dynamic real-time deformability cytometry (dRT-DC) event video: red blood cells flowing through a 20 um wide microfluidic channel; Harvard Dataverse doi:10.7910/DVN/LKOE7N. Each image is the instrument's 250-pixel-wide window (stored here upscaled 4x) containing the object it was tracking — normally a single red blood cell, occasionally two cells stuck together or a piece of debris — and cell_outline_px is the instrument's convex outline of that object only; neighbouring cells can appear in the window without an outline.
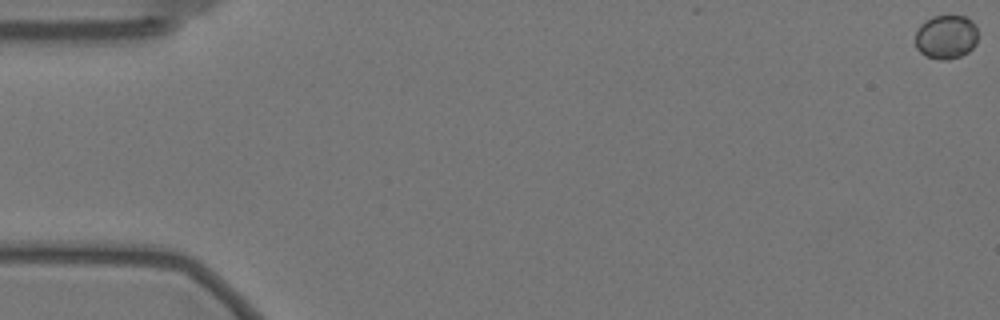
{"species": "Egyptian fruit bat (a non-hibernating species)", "species_latin": "Rousettus aegyptiacus", "temperature_condition": "warm", "stored_images_in_passage": 59, "camera_frame_rate_fps": 3000, "um_per_image_px": 0.085, "animal": {"sex": "female"}, "frame": {"image": 1, "passage_image": 1, "time_ms": 0.0, "image_size_px": [1000, 320], "cell_outline_px": [[976, 44], [968, 52], [960, 56], [948, 60], [940, 60], [924, 56], [916, 48], [916, 32], [920, 24], [932, 16], [964, 16], [972, 20], [976, 24]], "centroid_in_image_um": [80.41, 3.14], "position_along_channel_um": 4.6, "area_um2": 16.18}}
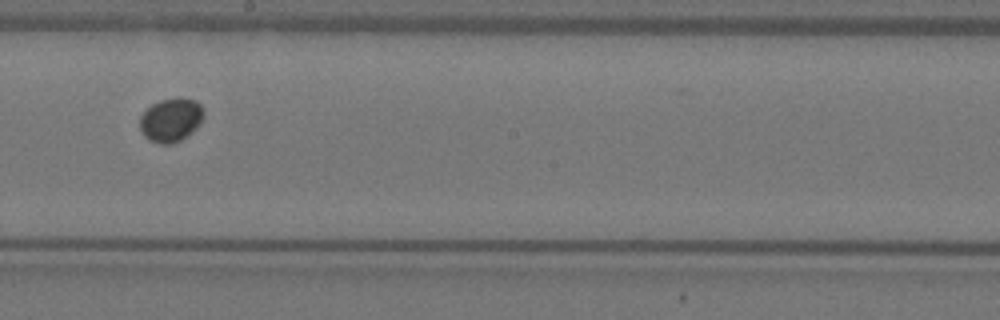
{"frame": {"image": 2, "passage_image": 34, "time_ms": 11.0, "image_size_px": [1000, 320], "cell_outline_px": [[204, 116], [200, 124], [192, 132], [180, 140], [172, 144], [160, 144], [148, 140], [144, 136], [140, 128], [140, 116], [152, 104], [160, 100], [180, 96], [196, 100], [204, 108]], "centroid_in_image_um": [14.55, 10.18], "position_along_channel_um": 233.7, "area_um2": 16.53}}
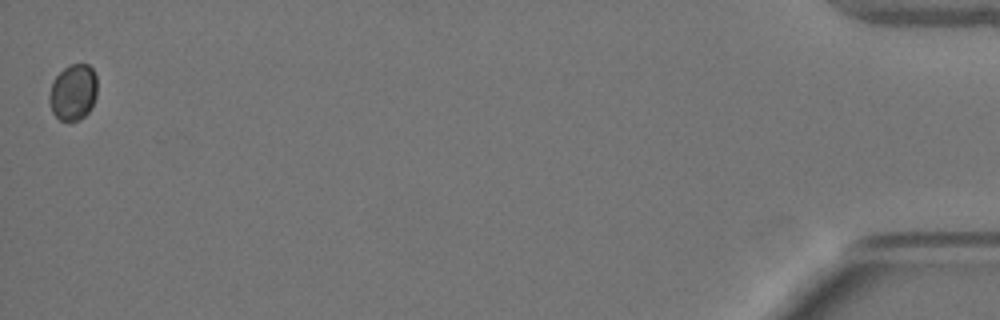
{"frame": {"image": 3, "passage_image": 59, "time_ms": 19.333, "image_size_px": [1000, 320], "cell_outline_px": [[96, 96], [92, 108], [80, 120], [60, 120], [52, 112], [48, 96], [52, 80], [64, 68], [72, 64], [88, 64], [92, 68], [96, 76]], "centroid_in_image_um": [6.21, 7.84], "position_along_channel_um": 429.0, "area_um2": 15.72}}